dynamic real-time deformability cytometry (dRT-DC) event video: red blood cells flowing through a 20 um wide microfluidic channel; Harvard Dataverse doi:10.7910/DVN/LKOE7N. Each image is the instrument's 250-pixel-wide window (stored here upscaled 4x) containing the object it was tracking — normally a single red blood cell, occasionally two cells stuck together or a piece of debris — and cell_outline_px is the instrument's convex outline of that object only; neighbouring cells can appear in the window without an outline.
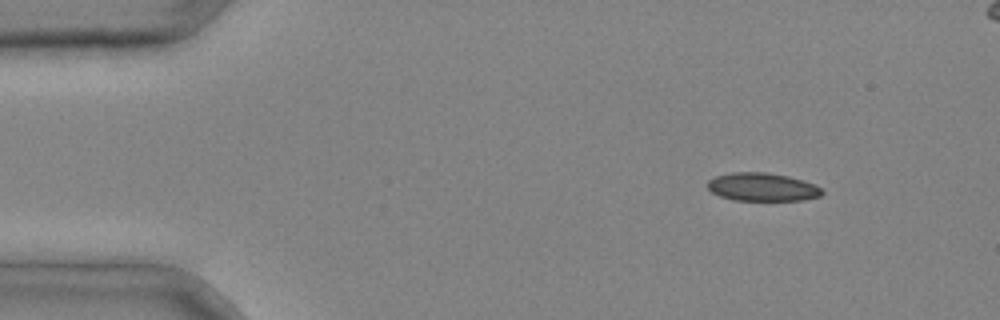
{"species": "common noctule bat (a hibernating species)", "species_latin": "Nyctalus noctula", "temperature_condition": "cold", "stored_images_in_passage": 4, "segment_of_instrument_passage": [1, 2], "camera_frame_rate_fps": 3000, "um_per_image_px": 0.085, "animal": {"sex": "male", "body_mass_g": 20.4}, "frame": {"image": 1, "passage_image": 1, "time_ms": 0.0, "image_size_px": [1000, 320], "cell_outline_px": [[824, 192], [820, 196], [804, 200], [732, 200], [720, 196], [712, 192], [708, 188], [708, 180], [716, 176], [732, 172], [768, 172], [788, 176], [816, 184]], "centroid_in_image_um": [64.81, 15.89], "position_along_channel_um": 20.2, "area_um2": 18.84}}